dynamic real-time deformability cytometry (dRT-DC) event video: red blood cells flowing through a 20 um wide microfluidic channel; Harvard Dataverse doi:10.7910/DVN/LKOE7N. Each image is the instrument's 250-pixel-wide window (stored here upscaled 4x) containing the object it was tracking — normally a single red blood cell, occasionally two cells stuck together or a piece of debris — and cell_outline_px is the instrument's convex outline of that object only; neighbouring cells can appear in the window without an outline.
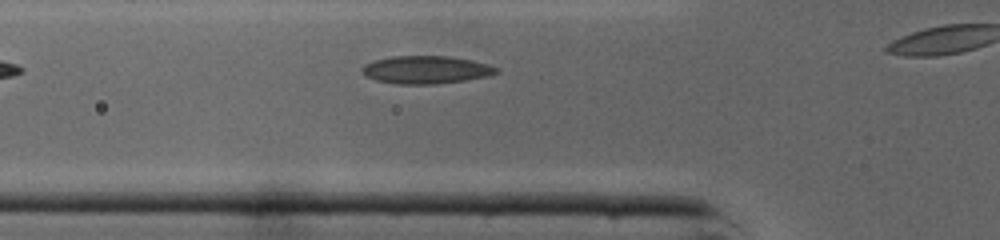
{"species": "common noctule bat (a hibernating species)", "species_latin": "Nyctalus noctula", "temperature_condition": "cold", "stored_images_in_passage": 7, "camera_frame_rate_fps": 3000, "um_per_image_px": 0.085, "animal": {"sex": "male", "body_mass_g": 19.0, "forearm_length_mm": 50.8}, "frame": {"image": 1, "passage_image": 3, "time_ms": 0.667, "image_size_px": [1000, 240], "cell_outline_px": [[500, 72], [488, 76], [464, 80], [432, 84], [396, 84], [376, 80], [364, 76], [360, 68], [364, 64], [372, 60], [392, 56], [448, 56], [472, 60], [488, 64], [500, 68]], "centroid_in_image_um": [36.19, 5.92], "position_along_channel_um": 89.6, "area_um2": 21.96}}
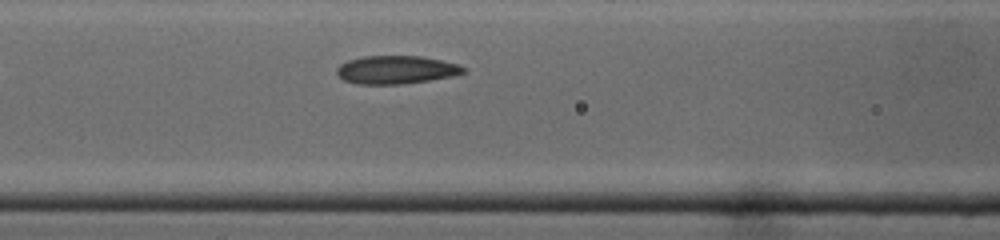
{"frame": {"image": 2, "passage_image": 6, "time_ms": 1.667, "image_size_px": [1000, 240], "cell_outline_px": [[468, 72], [452, 76], [428, 80], [400, 84], [360, 84], [344, 80], [336, 72], [336, 68], [340, 64], [348, 60], [364, 56], [420, 56], [460, 64]], "centroid_in_image_um": [33.68, 5.92], "position_along_channel_um": 132.9, "area_um2": 20.69}}